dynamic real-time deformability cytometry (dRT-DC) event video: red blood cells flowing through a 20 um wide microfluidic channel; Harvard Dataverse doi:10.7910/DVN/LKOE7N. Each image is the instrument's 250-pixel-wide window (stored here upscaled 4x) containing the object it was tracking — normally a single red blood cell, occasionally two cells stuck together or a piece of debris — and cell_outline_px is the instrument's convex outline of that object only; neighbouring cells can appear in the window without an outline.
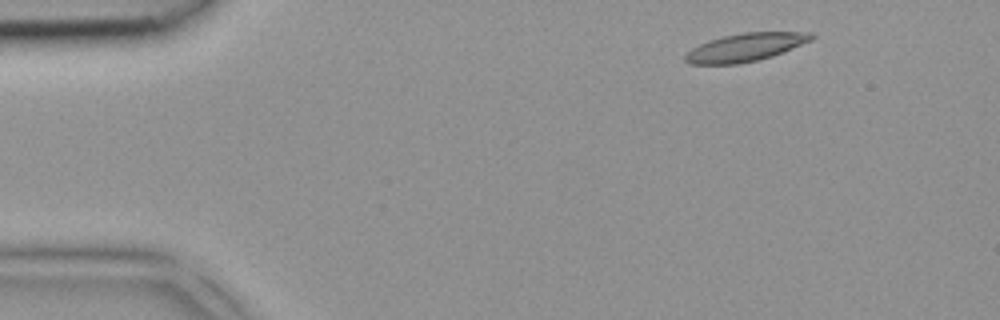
{"species": "common noctule bat (a hibernating species)", "species_latin": "Nyctalus noctula", "temperature_condition": "room temperature", "stored_images_in_passage": 3, "camera_frame_rate_fps": 3000, "um_per_image_px": 0.085, "animal": {"sex": "female", "body_mass_g": 18.4}, "frame": {"image": 1, "passage_image": 1, "time_ms": 0.0, "image_size_px": [1000, 320], "cell_outline_px": [[816, 36], [812, 40], [772, 56], [740, 64], [692, 64], [684, 60], [684, 56], [692, 48], [708, 40], [724, 36], [744, 32], [812, 32]], "centroid_in_image_um": [63.37, 4.01], "position_along_channel_um": 21.6, "area_um2": 20.52}}
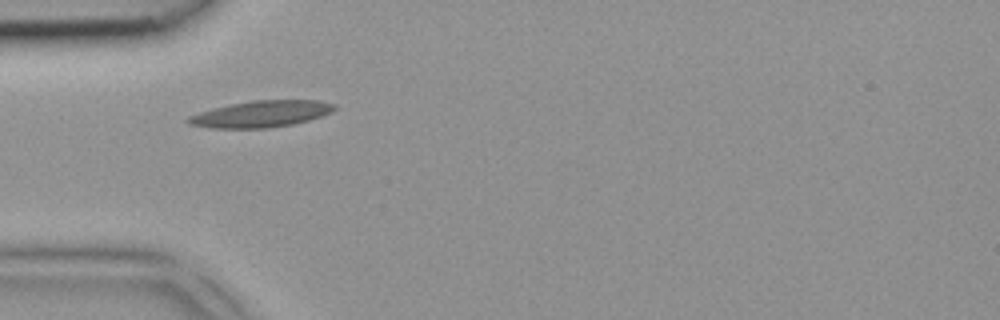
{"frame": {"image": 2, "passage_image": 3, "time_ms": 0.667, "image_size_px": [1000, 320], "cell_outline_px": [[336, 108], [332, 112], [308, 120], [292, 124], [268, 128], [212, 128], [188, 124], [184, 120], [188, 116], [212, 108], [252, 100], [316, 100], [336, 104]], "centroid_in_image_um": [22.17, 9.68], "position_along_channel_um": 62.8, "area_um2": 22.54}}